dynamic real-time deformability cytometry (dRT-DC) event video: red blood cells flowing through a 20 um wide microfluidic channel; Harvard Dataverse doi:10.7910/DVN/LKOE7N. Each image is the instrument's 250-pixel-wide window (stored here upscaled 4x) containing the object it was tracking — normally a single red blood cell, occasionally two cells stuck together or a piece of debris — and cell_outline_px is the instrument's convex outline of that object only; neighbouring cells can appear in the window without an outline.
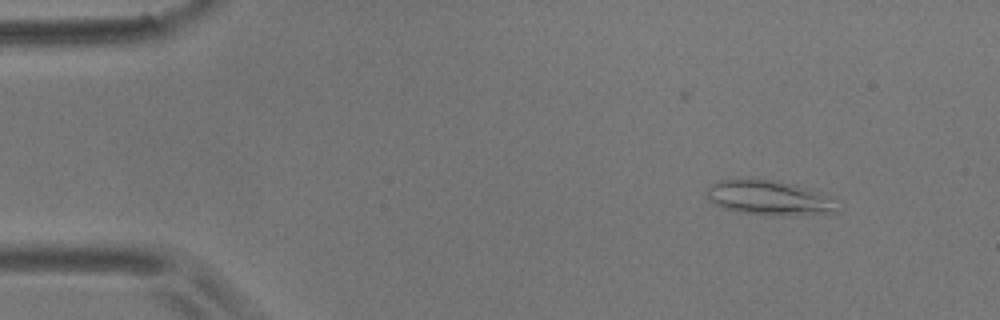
{"species": "common noctule bat (a hibernating species)", "species_latin": "Nyctalus noctula", "temperature_condition": "room temperature", "stored_images_in_passage": 55, "camera_frame_rate_fps": 3000, "um_per_image_px": 0.085, "animal": {"sex": "male", "body_mass_g": 17.9}, "frame": {"image": 1, "passage_image": 5, "time_ms": 1.333, "image_size_px": [1000, 320], "cell_outline_px": [[836, 212], [776, 216], [768, 216], [740, 212], [724, 208], [712, 204], [708, 200], [708, 184], [720, 180], [772, 180], [792, 184], [804, 188], [812, 192], [832, 208]], "centroid_in_image_um": [65.07, 16.83], "position_along_channel_um": 19.9, "area_um2": 24.74}}
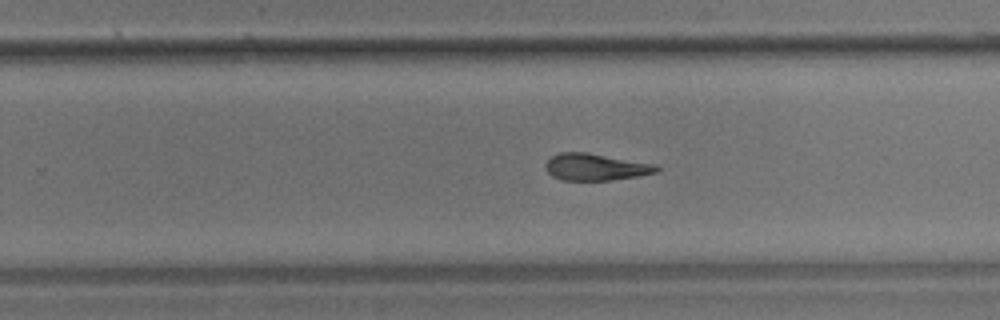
{"frame": {"image": 2, "passage_image": 34, "time_ms": 11.0, "image_size_px": [1000, 320], "cell_outline_px": [[660, 168], [656, 172], [636, 176], [608, 180], [564, 180], [552, 176], [544, 168], [544, 164], [552, 156], [560, 152], [588, 152], [656, 164]], "centroid_in_image_um": [50.6, 14.18], "position_along_channel_um": 279.2, "area_um2": 17.34}}
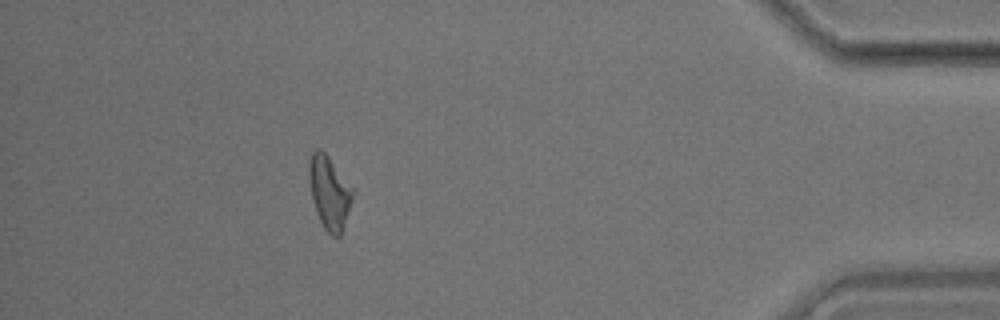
{"frame": {"image": 3, "passage_image": 49, "time_ms": 16.0, "image_size_px": [1000, 320], "cell_outline_px": [[356, 192], [340, 236], [332, 236], [324, 228], [316, 212], [312, 200], [308, 176], [308, 168], [312, 152], [316, 148], [320, 148], [328, 156]], "centroid_in_image_um": [28.0, 16.36], "position_along_channel_um": 407.2, "area_um2": 18.67}, "authors_computed_cell_mechanics": {"area_um2": 18.7272, "velocity_mm_per_s": 3.5621, "shape_relaxation_time_tau1_ms": null, "shape_relaxation_time_tau2_ms": 6.1422, "deformation_change_tau1": null, "deformation_change_tau2": 0.1535}}